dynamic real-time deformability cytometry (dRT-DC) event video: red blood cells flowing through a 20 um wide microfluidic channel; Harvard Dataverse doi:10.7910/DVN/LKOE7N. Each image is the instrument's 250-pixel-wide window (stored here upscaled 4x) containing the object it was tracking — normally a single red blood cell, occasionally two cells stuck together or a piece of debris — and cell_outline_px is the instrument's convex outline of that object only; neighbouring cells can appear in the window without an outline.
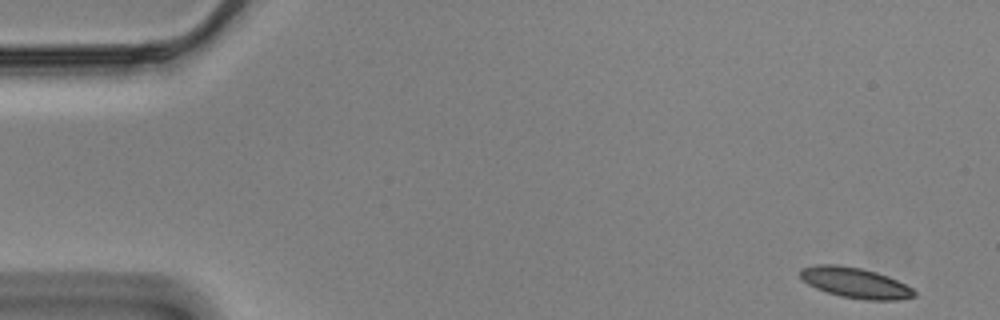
{"species": "Egyptian fruit bat (a non-hibernating species)", "species_latin": "Rousettus aegyptiacus", "temperature_condition": "cold", "stored_images_in_passage": 49, "camera_frame_rate_fps": 3000, "um_per_image_px": 0.085, "animal": {"sex": "male"}, "frame": {"image": 1, "passage_image": 1, "time_ms": 0.0, "image_size_px": [1000, 320], "cell_outline_px": [[916, 296], [896, 300], [864, 300], [840, 296], [816, 288], [808, 284], [800, 276], [800, 268], [816, 264], [836, 264], [860, 268], [876, 272], [888, 276], [912, 288], [916, 292]], "centroid_in_image_um": [72.68, 24.03], "position_along_channel_um": 12.3, "area_um2": 20.17}}
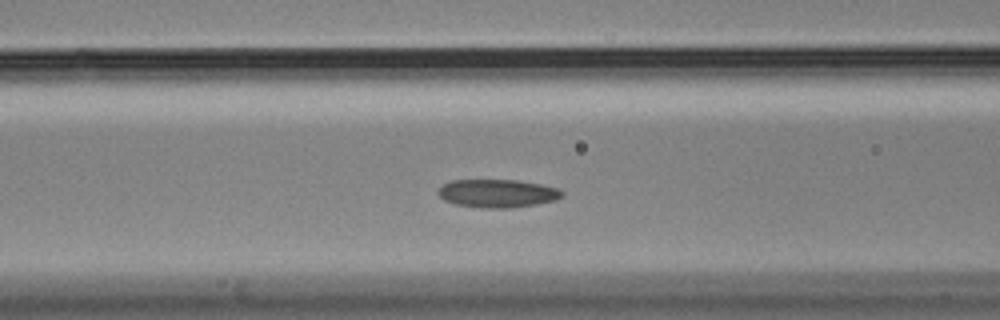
{"frame": {"image": 2, "passage_image": 21, "time_ms": 6.667, "image_size_px": [1000, 320], "cell_outline_px": [[564, 196], [556, 200], [536, 204], [508, 208], [484, 208], [456, 204], [444, 200], [436, 192], [444, 184], [452, 180], [516, 180], [540, 184], [560, 188], [564, 192]], "centroid_in_image_um": [42.32, 16.43], "position_along_channel_um": 124.3, "area_um2": 20.35}}
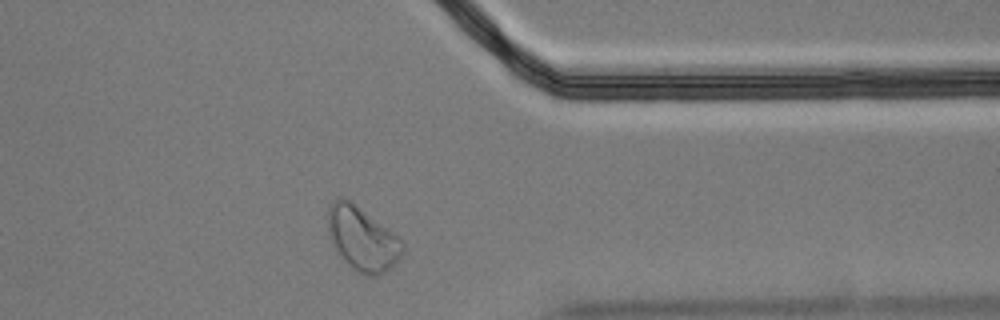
{"frame": {"image": 3, "passage_image": 44, "time_ms": 14.333, "image_size_px": [1000, 320], "cell_outline_px": [[404, 252], [384, 272], [376, 276], [368, 276], [356, 272], [340, 256], [332, 244], [328, 228], [328, 204], [332, 200], [340, 196], [348, 200], [388, 228], [404, 244]], "centroid_in_image_um": [30.76, 20.29], "position_along_channel_um": 380.6, "area_um2": 27.34}, "authors_computed_cell_mechanics": {"area_um2": 20.4034, "velocity_mm_per_s": 3.4573, "shape_relaxation_time_tau1_ms": 6.9028, "shape_relaxation_time_tau2_ms": 3.7522, "deformation_change_tau1": 0.1417, "deformation_change_tau2": 0.0838}}